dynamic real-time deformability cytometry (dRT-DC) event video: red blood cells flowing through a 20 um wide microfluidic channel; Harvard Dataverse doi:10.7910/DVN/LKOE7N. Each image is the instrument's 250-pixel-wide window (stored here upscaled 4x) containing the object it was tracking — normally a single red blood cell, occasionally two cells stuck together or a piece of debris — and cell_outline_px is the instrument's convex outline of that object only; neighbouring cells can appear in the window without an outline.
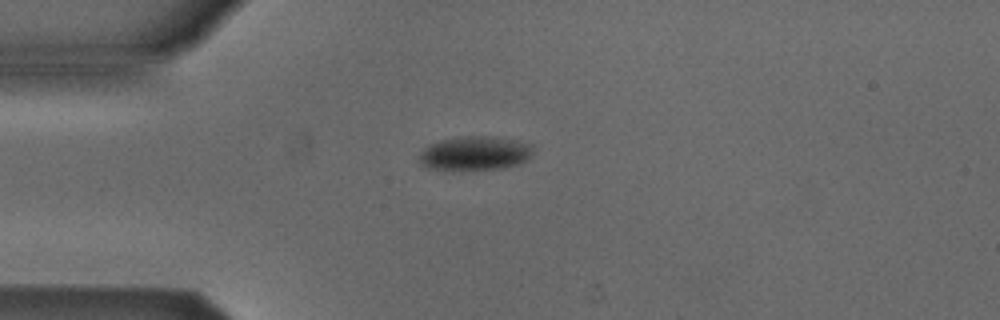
{"species": "Egyptian fruit bat (a non-hibernating species)", "species_latin": "Rousettus aegyptiacus", "temperature_condition": "cold", "stored_images_in_passage": 7, "camera_frame_rate_fps": 3000, "um_per_image_px": 0.085, "animal": {"sex": "male"}, "frame": {"image": 1, "passage_image": 1, "time_ms": 0.0, "image_size_px": [1000, 320], "cell_outline_px": [[532, 152], [528, 160], [520, 164], [504, 168], [472, 172], [444, 172], [428, 168], [420, 164], [420, 152], [428, 144], [440, 140], [472, 136], [484, 136], [532, 144]], "centroid_in_image_um": [40.3, 13.11], "position_along_channel_um": 44.7, "area_um2": 23.29}}